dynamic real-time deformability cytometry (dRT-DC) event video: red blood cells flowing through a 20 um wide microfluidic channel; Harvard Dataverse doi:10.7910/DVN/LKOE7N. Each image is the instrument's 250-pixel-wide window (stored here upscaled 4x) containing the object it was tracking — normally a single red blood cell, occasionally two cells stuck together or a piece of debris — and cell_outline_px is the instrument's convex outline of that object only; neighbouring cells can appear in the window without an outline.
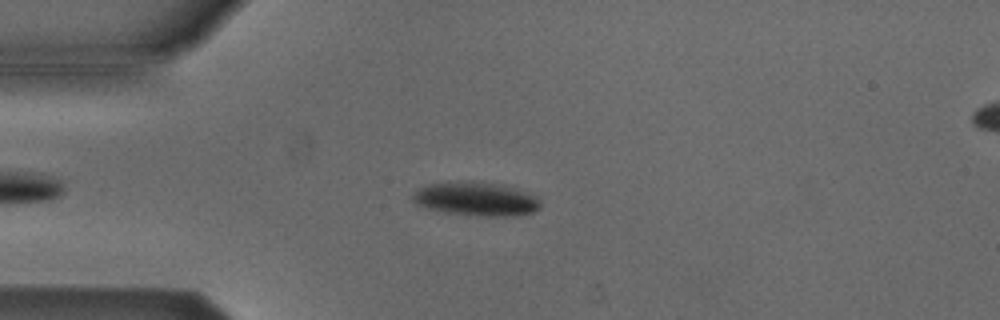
{"species": "Egyptian fruit bat (a non-hibernating species)", "species_latin": "Rousettus aegyptiacus", "temperature_condition": "cold", "stored_images_in_passage": 6, "camera_frame_rate_fps": 3000, "um_per_image_px": 0.085, "animal": {"sex": "male"}, "frame": {"image": 1, "passage_image": 4, "time_ms": 3.667, "image_size_px": [1000, 320], "cell_outline_px": [[540, 208], [532, 212], [512, 216], [480, 216], [444, 212], [428, 208], [416, 204], [412, 200], [412, 192], [424, 184], [460, 180], [468, 180], [504, 184], [528, 192], [536, 196], [540, 200]], "centroid_in_image_um": [40.44, 16.88], "position_along_channel_um": 44.6, "area_um2": 25.72}}
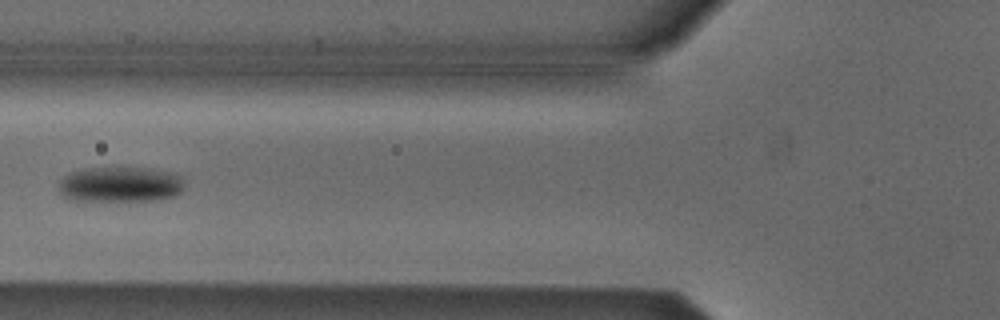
{"frame": {"image": 2, "passage_image": 6, "time_ms": 6.0, "image_size_px": [1000, 320], "cell_outline_px": [[184, 184], [180, 192], [176, 196], [160, 200], [76, 200], [64, 196], [60, 192], [60, 180], [64, 176], [72, 172], [92, 168], [152, 168], [172, 172], [180, 176]], "centroid_in_image_um": [10.29, 15.67], "position_along_channel_um": 115.5, "area_um2": 25.66}}